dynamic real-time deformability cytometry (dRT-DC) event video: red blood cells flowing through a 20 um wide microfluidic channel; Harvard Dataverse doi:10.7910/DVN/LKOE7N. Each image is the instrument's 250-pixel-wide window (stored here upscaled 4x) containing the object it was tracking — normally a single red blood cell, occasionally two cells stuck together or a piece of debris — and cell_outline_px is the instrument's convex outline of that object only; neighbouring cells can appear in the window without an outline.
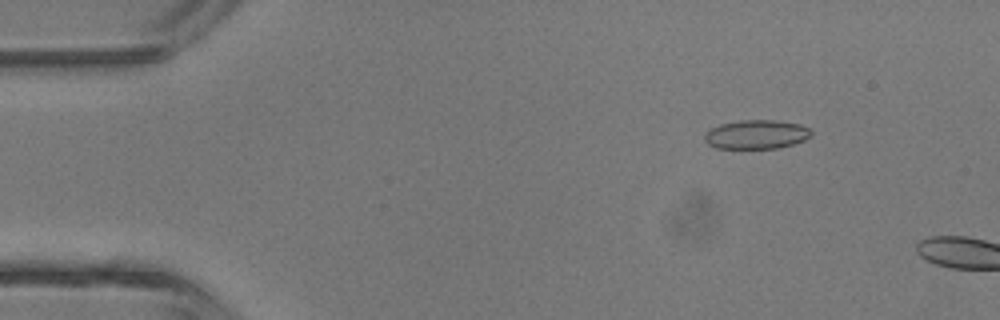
{"species": "common noctule bat (a hibernating species)", "species_latin": "Nyctalus noctula", "temperature_condition": "room temperature", "stored_images_in_passage": 3, "camera_frame_rate_fps": 3000, "um_per_image_px": 0.085, "animal": {"sex": "male", "body_mass_g": 13.3}, "frame": {"image": 1, "passage_image": 2, "time_ms": 1.0, "image_size_px": [1000, 320], "cell_outline_px": [[812, 136], [804, 140], [780, 148], [716, 148], [708, 144], [704, 140], [704, 132], [720, 124], [740, 120], [776, 120], [800, 124], [808, 128], [812, 132]], "centroid_in_image_um": [64.28, 11.42], "position_along_channel_um": 20.7, "area_um2": 18.09}}